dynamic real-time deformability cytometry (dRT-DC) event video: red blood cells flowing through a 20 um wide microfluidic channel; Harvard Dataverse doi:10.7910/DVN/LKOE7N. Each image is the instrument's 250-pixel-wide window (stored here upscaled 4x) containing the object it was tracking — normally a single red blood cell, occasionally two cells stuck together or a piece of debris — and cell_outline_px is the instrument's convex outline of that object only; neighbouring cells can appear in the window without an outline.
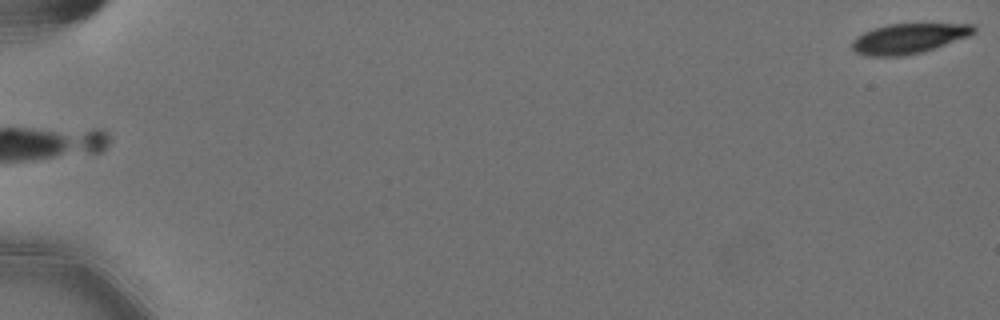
{"species": "Egyptian fruit bat (a non-hibernating species)", "species_latin": "Rousettus aegyptiacus", "temperature_condition": "cold", "stored_images_in_passage": 58, "camera_frame_rate_fps": 3000, "um_per_image_px": 0.085, "animal": {"sex": "female"}, "frame": {"image": 1, "passage_image": 1, "time_ms": 0.0, "image_size_px": [1000, 320], "cell_outline_px": [[976, 32], [968, 36], [920, 52], [904, 56], [868, 56], [856, 52], [852, 48], [852, 40], [856, 36], [864, 32], [888, 24], [976, 24]], "centroid_in_image_um": [77.22, 3.27], "position_along_channel_um": 7.8, "area_um2": 20.98}}
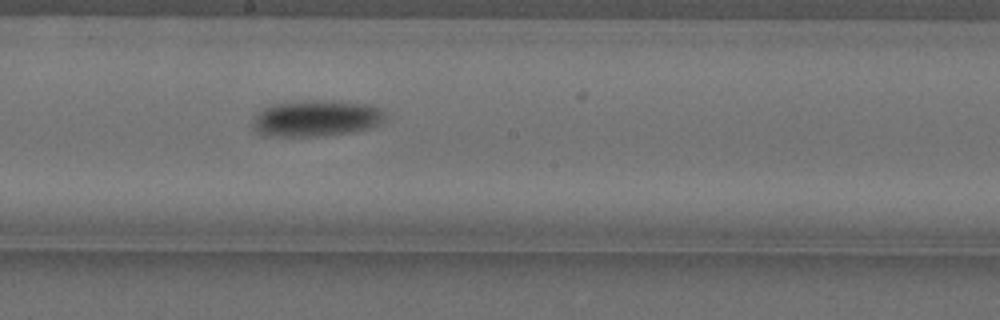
{"frame": {"image": 2, "passage_image": 34, "time_ms": 11.0, "image_size_px": [1000, 320], "cell_outline_px": [[388, 116], [380, 124], [368, 128], [352, 132], [320, 136], [260, 136], [252, 128], [252, 116], [256, 112], [272, 104], [300, 100], [336, 100], [372, 104], [384, 108], [388, 112]], "centroid_in_image_um": [26.89, 10.04], "position_along_channel_um": 221.3, "area_um2": 29.13}}
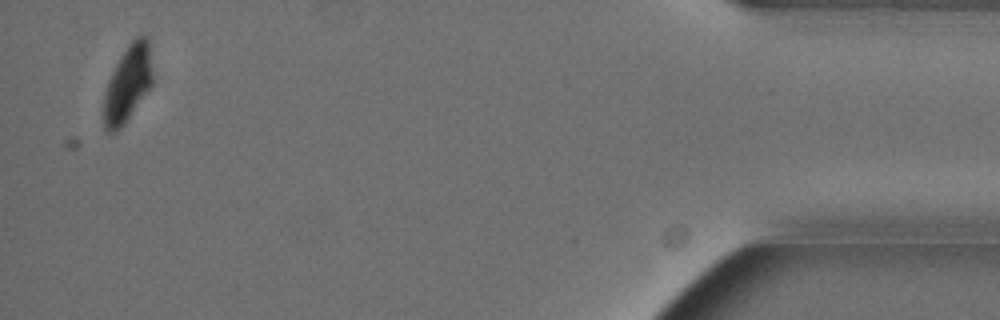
{"frame": {"image": 3, "passage_image": 57, "time_ms": 18.667, "image_size_px": [1000, 320], "cell_outline_px": [[152, 84], [128, 120], [116, 132], [104, 132], [104, 92], [108, 80], [116, 64], [128, 44], [136, 36], [148, 36], [152, 76]], "centroid_in_image_um": [10.84, 7.14], "position_along_channel_um": 424.4, "area_um2": 21.68}, "authors_computed_cell_mechanics": {"area_um2": 24.3049, "velocity_mm_per_s": 3.5776, "shape_relaxation_time_tau1_ms": 2.2139, "shape_relaxation_time_tau2_ms": null, "deformation_change_tau1": 0.0985, "deformation_change_tau2": null}}